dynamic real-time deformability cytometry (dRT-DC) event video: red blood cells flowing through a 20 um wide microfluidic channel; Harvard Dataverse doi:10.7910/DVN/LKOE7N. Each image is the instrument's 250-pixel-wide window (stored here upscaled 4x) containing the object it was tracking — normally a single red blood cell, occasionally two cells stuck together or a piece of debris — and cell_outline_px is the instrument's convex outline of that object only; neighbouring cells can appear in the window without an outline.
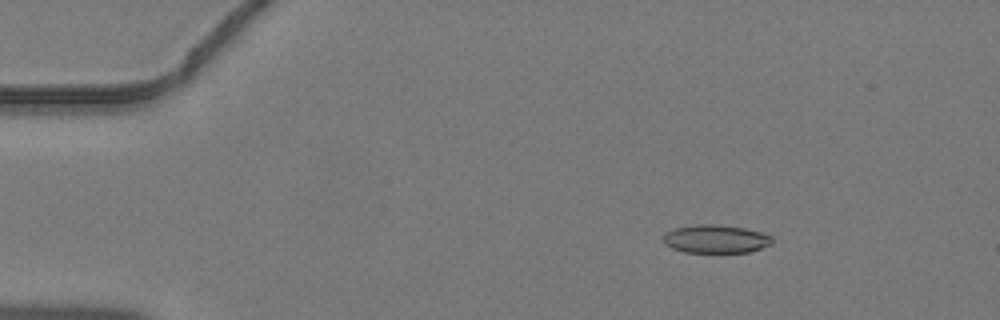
{"species": "common noctule bat (a hibernating species)", "species_latin": "Nyctalus noctula", "temperature_condition": "warm", "stored_images_in_passage": 47, "camera_frame_rate_fps": 3000, "um_per_image_px": 0.085, "animal": {"sex": "male", "body_mass_g": 19.2, "forearm_length_mm": 51.8}, "frame": {"image": 1, "passage_image": 8, "time_ms": 2.333, "image_size_px": [1000, 320], "cell_outline_px": [[772, 244], [748, 252], [684, 252], [672, 248], [664, 244], [664, 232], [672, 228], [696, 224], [712, 224], [744, 228], [760, 232], [772, 236]], "centroid_in_image_um": [60.79, 20.3], "position_along_channel_um": 24.2, "area_um2": 17.92}}
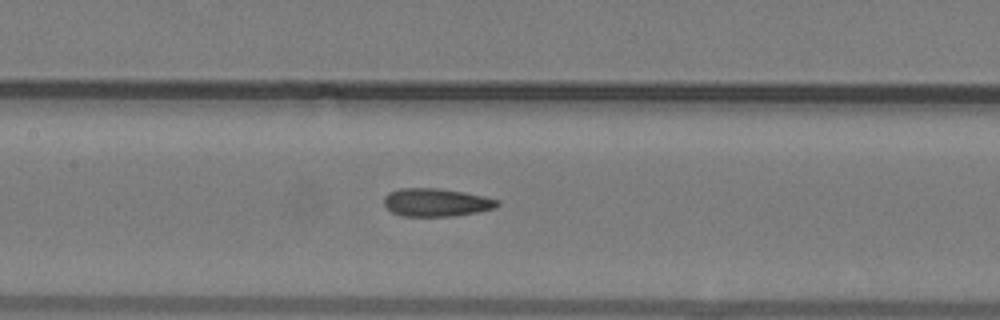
{"frame": {"image": 2, "passage_image": 23, "time_ms": 7.333, "image_size_px": [1000, 320], "cell_outline_px": [[500, 204], [496, 208], [476, 212], [452, 216], [404, 216], [392, 212], [384, 204], [384, 196], [388, 192], [400, 188], [440, 188], [464, 192], [484, 196], [500, 200]], "centroid_in_image_um": [37.09, 17.19], "position_along_channel_um": 170.3, "area_um2": 18.61}}
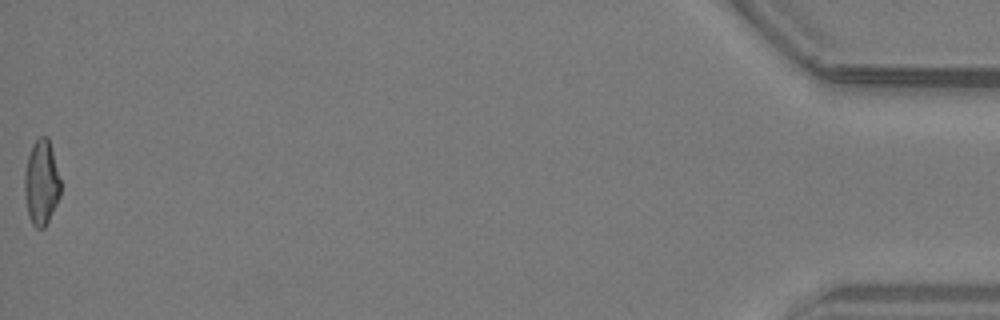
{"frame": {"image": 3, "passage_image": 47, "time_ms": 15.333, "image_size_px": [1000, 320], "cell_outline_px": [[60, 196], [44, 228], [36, 228], [32, 224], [28, 216], [24, 196], [24, 172], [28, 156], [32, 144], [40, 136], [48, 136], [60, 180]], "centroid_in_image_um": [3.49, 15.53], "position_along_channel_um": 431.7, "area_um2": 17.8}}